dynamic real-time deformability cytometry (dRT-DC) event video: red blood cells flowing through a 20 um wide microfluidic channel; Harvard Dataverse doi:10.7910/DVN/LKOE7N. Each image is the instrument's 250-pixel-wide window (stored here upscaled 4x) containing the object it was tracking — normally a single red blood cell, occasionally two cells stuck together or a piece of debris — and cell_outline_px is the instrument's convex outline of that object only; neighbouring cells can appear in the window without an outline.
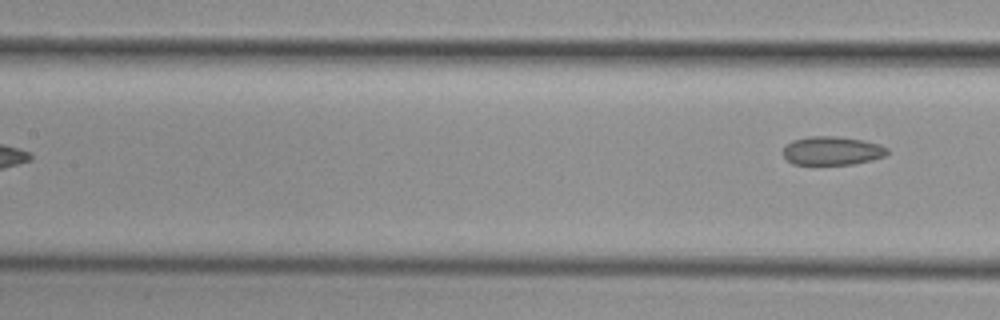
{"species": "common noctule bat (a hibernating species)", "species_latin": "Nyctalus noctula", "temperature_condition": "cold", "stored_images_in_passage": 9, "segment_of_instrument_passage": [2, 2], "camera_frame_rate_fps": 3000, "um_per_image_px": 0.085, "animal": {"sex": "female", "body_mass_g": 29.2, "forearm_length_mm": 56.3}, "frame": {"image": 1, "passage_image": 9, "time_ms": 9.333, "image_size_px": [1000, 320], "cell_outline_px": [[888, 152], [884, 156], [872, 160], [852, 164], [792, 164], [784, 156], [784, 148], [792, 140], [808, 136], [840, 136], [864, 140], [880, 144], [888, 148]], "centroid_in_image_um": [70.75, 12.8], "position_along_channel_um": 136.6, "area_um2": 17.4}}